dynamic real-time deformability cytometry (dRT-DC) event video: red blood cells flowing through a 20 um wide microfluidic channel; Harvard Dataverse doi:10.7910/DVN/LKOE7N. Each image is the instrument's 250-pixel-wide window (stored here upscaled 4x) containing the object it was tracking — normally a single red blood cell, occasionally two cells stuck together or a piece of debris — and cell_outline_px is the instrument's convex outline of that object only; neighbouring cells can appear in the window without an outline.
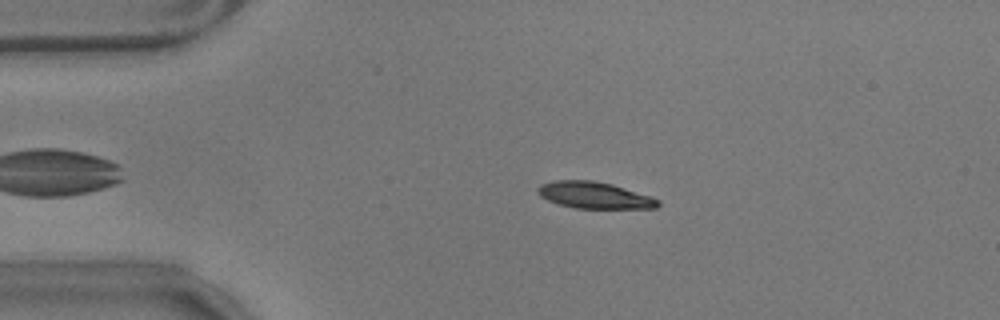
{"species": "common noctule bat (a hibernating species)", "species_latin": "Nyctalus noctula", "temperature_condition": "warm", "stored_images_in_passage": 54, "camera_frame_rate_fps": 3000, "um_per_image_px": 0.085, "animal": {"sex": "male", "body_mass_g": 17.9}, "frame": {"image": 1, "passage_image": 9, "time_ms": 2.667, "image_size_px": [1000, 320], "cell_outline_px": [[660, 204], [656, 208], [576, 208], [560, 204], [548, 200], [540, 196], [536, 192], [536, 188], [540, 184], [556, 180], [592, 180], [612, 184], [652, 196], [660, 200]], "centroid_in_image_um": [50.53, 16.58], "position_along_channel_um": 34.5, "area_um2": 18.67}}
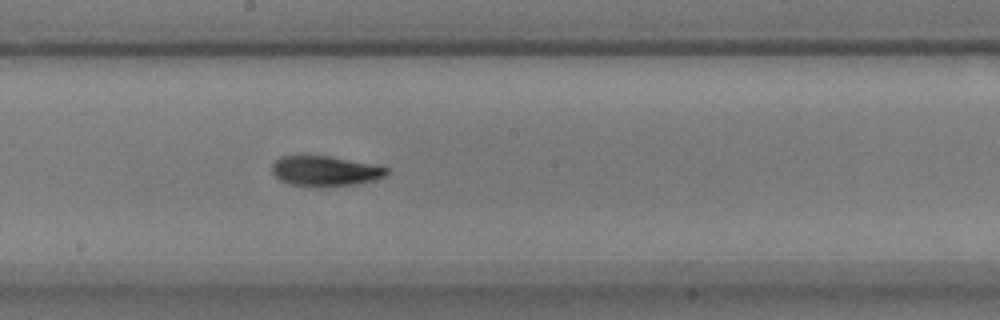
{"frame": {"image": 2, "passage_image": 28, "time_ms": 9.0, "image_size_px": [1000, 320], "cell_outline_px": [[388, 172], [384, 176], [372, 180], [356, 184], [324, 188], [288, 184], [280, 180], [272, 172], [272, 164], [280, 156], [328, 156], [380, 164], [388, 168]], "centroid_in_image_um": [27.66, 14.54], "position_along_channel_um": 220.5, "area_um2": 20.52}}
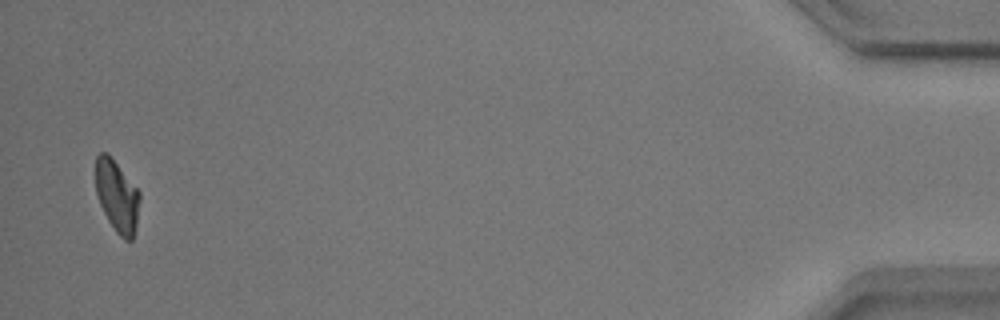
{"frame": {"image": 3, "passage_image": 53, "time_ms": 17.333, "image_size_px": [1000, 320], "cell_outline_px": [[140, 200], [136, 228], [132, 240], [124, 240], [116, 232], [108, 220], [100, 204], [96, 192], [96, 156], [100, 152], [108, 152], [140, 192]], "centroid_in_image_um": [9.95, 16.66], "position_along_channel_um": 425.2, "area_um2": 18.5}, "authors_computed_cell_mechanics": {"area_um2": 19.5942, "velocity_mm_per_s": 3.5155, "shape_relaxation_time_tau1_ms": 4.3305, "shape_relaxation_time_tau2_ms": 2.9076, "deformation_change_tau1": 0.1568, "deformation_change_tau2": 0.0785}}